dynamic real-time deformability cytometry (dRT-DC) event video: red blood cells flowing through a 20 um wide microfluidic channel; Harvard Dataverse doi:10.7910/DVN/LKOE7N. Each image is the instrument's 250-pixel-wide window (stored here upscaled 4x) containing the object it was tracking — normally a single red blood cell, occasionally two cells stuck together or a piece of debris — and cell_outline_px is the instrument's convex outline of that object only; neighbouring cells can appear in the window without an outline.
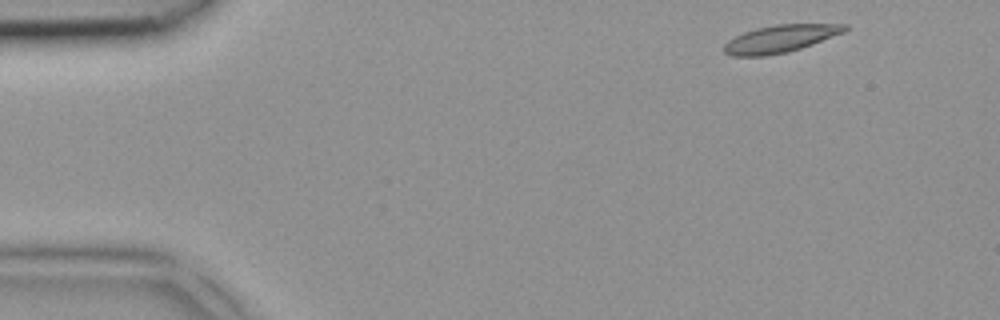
{"species": "common noctule bat (a hibernating species)", "species_latin": "Nyctalus noctula", "temperature_condition": "room temperature", "stored_images_in_passage": 4, "camera_frame_rate_fps": 3000, "um_per_image_px": 0.085, "animal": {"sex": "female", "body_mass_g": 18.4}, "frame": {"image": 1, "passage_image": 1, "time_ms": 0.0, "image_size_px": [1000, 320], "cell_outline_px": [[848, 28], [844, 32], [812, 44], [788, 52], [764, 56], [732, 56], [724, 52], [724, 44], [728, 40], [744, 32], [756, 28], [776, 24], [848, 24]], "centroid_in_image_um": [66.31, 3.29], "position_along_channel_um": 18.7, "area_um2": 19.19}}